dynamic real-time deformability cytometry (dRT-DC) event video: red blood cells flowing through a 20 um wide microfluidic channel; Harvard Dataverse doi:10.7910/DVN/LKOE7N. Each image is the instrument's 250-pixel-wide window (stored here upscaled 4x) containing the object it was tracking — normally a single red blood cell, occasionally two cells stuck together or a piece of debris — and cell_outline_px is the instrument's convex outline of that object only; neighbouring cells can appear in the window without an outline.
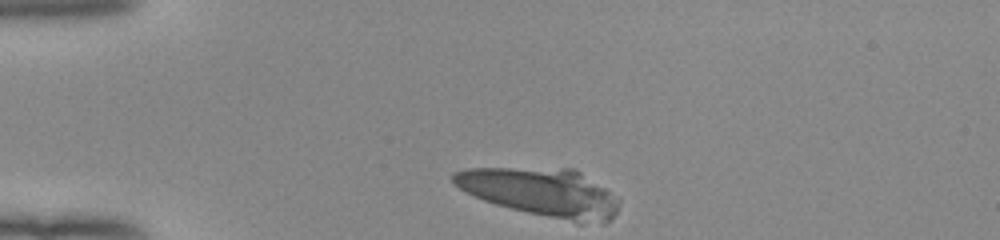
{"species": "human", "species_latin": "Homo sapiens", "temperature_condition": "room temperature", "stored_images_in_passage": 34, "camera_frame_rate_fps": 3000, "um_per_image_px": 0.085, "donor": {"sex": "female"}, "frame": {"image": 1, "passage_image": 1, "time_ms": 0.0, "image_size_px": [1000, 240], "cell_outline_px": [[620, 204], [616, 212], [604, 224], [576, 224], [496, 204], [484, 200], [460, 188], [452, 180], [452, 172], [468, 168], [572, 168], [580, 172], [604, 188], [620, 200]], "centroid_in_image_um": [46.06, 16.36], "position_along_channel_um": 38.9, "area_um2": 46.36}}